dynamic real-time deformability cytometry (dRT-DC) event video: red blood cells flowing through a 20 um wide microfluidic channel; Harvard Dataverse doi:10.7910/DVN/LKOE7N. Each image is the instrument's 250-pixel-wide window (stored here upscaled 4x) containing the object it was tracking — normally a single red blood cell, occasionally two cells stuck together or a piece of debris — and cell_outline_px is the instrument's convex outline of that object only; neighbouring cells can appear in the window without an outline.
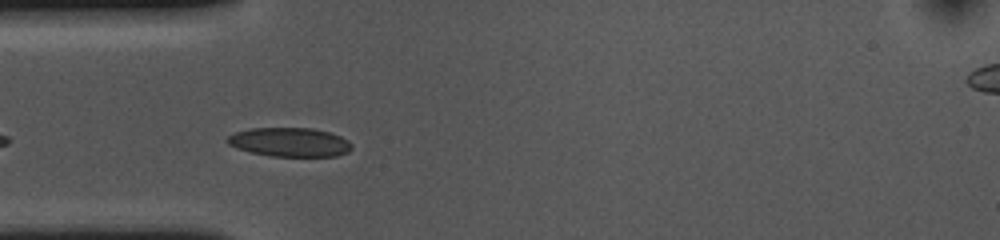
{"species": "common noctule bat (a hibernating species)", "species_latin": "Nyctalus noctula", "temperature_condition": "cold", "stored_images_in_passage": 12, "camera_frame_rate_fps": 3000, "um_per_image_px": 0.085, "animal": {"sex": "female", "body_mass_g": 10.0, "forearm_length_mm": 53.1}, "frame": {"image": 1, "passage_image": 4, "time_ms": 1.0, "image_size_px": [1000, 240], "cell_outline_px": [[352, 148], [348, 152], [336, 156], [272, 156], [252, 152], [236, 148], [228, 144], [224, 140], [228, 136], [236, 132], [252, 128], [312, 128], [328, 132], [340, 136], [348, 140], [352, 144]], "centroid_in_image_um": [24.62, 12.08], "position_along_channel_um": 60.4, "area_um2": 20.98}}
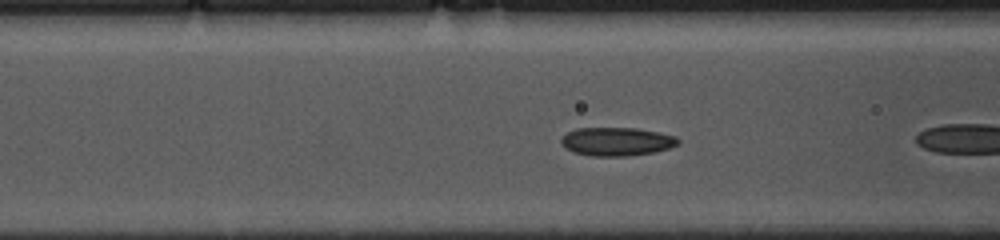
{"frame": {"image": 2, "passage_image": 6, "time_ms": 1.667, "image_size_px": [1000, 240], "cell_outline_px": [[680, 144], [668, 148], [652, 152], [628, 156], [592, 156], [576, 152], [560, 144], [560, 140], [568, 132], [576, 128], [636, 128], [660, 132], [676, 136], [680, 140]], "centroid_in_image_um": [52.46, 12.02], "position_along_channel_um": 114.1, "area_um2": 19.31}}